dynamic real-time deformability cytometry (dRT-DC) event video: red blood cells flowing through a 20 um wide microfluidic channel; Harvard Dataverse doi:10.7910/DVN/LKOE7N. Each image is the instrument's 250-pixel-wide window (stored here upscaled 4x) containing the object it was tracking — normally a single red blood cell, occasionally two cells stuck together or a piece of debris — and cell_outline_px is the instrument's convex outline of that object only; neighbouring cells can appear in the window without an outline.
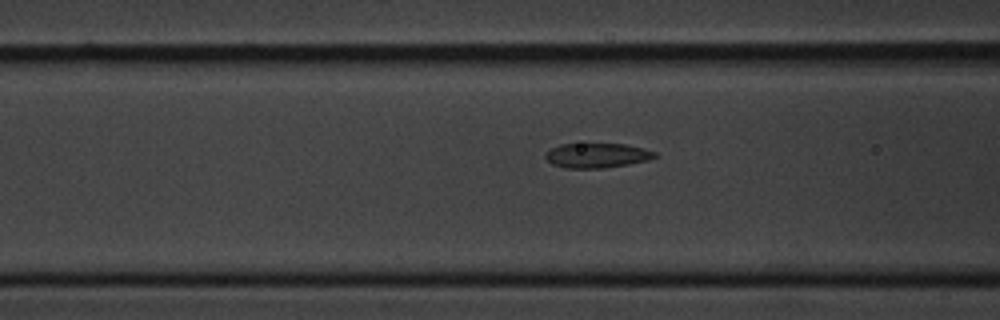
{"species": "common noctule bat (a hibernating species)", "species_latin": "Nyctalus noctula", "temperature_condition": "cold", "stored_images_in_passage": 35, "segment_of_instrument_passage": [1, 2], "camera_frame_rate_fps": 3000, "um_per_image_px": 0.085, "animal": {"sex": "male", "body_mass_g": 20.1, "forearm_length_mm": 53.5}, "frame": {"image": 1, "passage_image": 6, "time_ms": 1.667, "image_size_px": [1000, 320], "cell_outline_px": [[660, 156], [648, 160], [628, 164], [604, 168], [564, 168], [552, 164], [544, 156], [544, 152], [560, 144], [624, 144], [644, 148], [656, 152]], "centroid_in_image_um": [50.75, 13.21], "position_along_channel_um": 115.8, "area_um2": 15.84}}
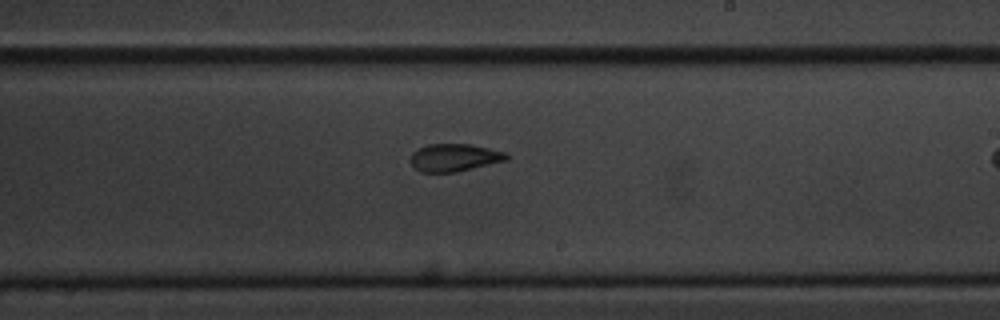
{"frame": {"image": 2, "passage_image": 18, "time_ms": 5.667, "image_size_px": [1000, 320], "cell_outline_px": [[508, 160], [456, 172], [420, 172], [412, 164], [412, 152], [428, 144], [468, 144], [508, 152]], "centroid_in_image_um": [38.66, 13.39], "position_along_channel_um": 250.3, "area_um2": 15.32}}
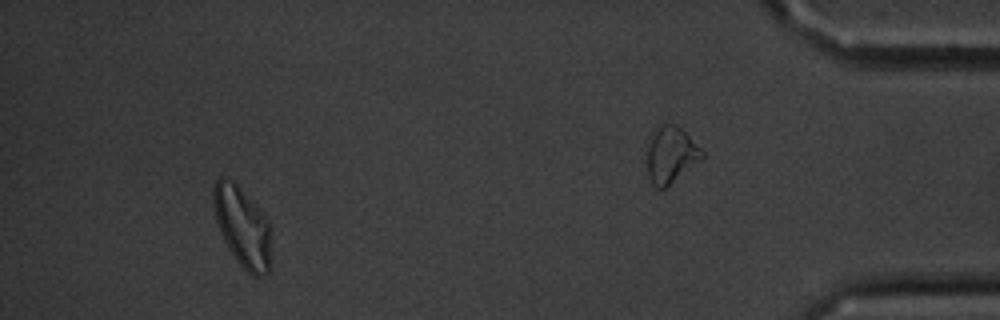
{"frame": {"image": 3, "passage_image": 30, "time_ms": 9.667, "image_size_px": [1000, 320], "cell_outline_px": [[272, 264], [268, 272], [264, 276], [252, 276], [236, 260], [228, 248], [220, 232], [216, 220], [212, 204], [212, 188], [216, 180], [220, 176], [232, 180], [236, 184], [264, 216], [272, 228]], "centroid_in_image_um": [20.63, 19.33], "position_along_channel_um": 414.6, "area_um2": 27.34}}